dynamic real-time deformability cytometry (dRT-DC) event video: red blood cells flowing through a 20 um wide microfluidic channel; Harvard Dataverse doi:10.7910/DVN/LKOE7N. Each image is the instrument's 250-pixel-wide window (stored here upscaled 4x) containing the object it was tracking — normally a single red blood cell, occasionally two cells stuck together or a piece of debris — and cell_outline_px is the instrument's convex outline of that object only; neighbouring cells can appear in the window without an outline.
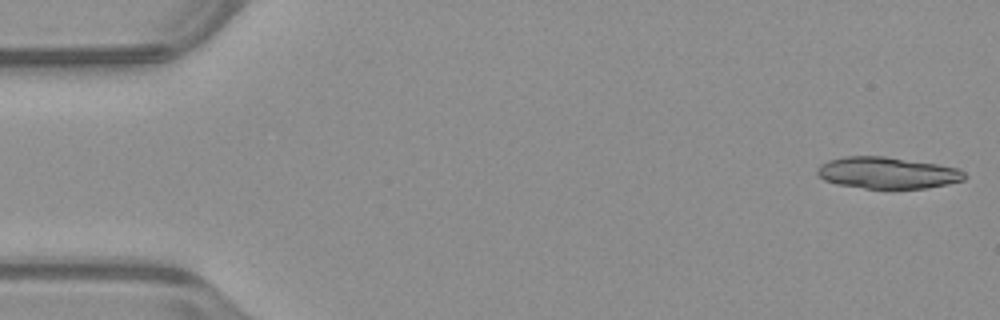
{"species": "common noctule bat (a hibernating species)", "species_latin": "Nyctalus noctula", "temperature_condition": "warm", "stored_images_in_passage": 32, "camera_frame_rate_fps": 3000, "um_per_image_px": 0.085, "animal": {"sex": "male", "body_mass_g": 23.1, "forearm_length_mm": 52.7}, "frame": {"image": 1, "passage_image": 1, "time_ms": 0.0, "image_size_px": [1000, 320], "cell_outline_px": [[968, 176], [964, 180], [948, 184], [924, 188], [864, 188], [836, 184], [824, 180], [816, 172], [816, 168], [820, 164], [828, 160], [844, 156], [884, 156], [936, 164], [960, 168]], "centroid_in_image_um": [75.42, 14.68], "position_along_channel_um": 9.6, "area_um2": 27.17}}
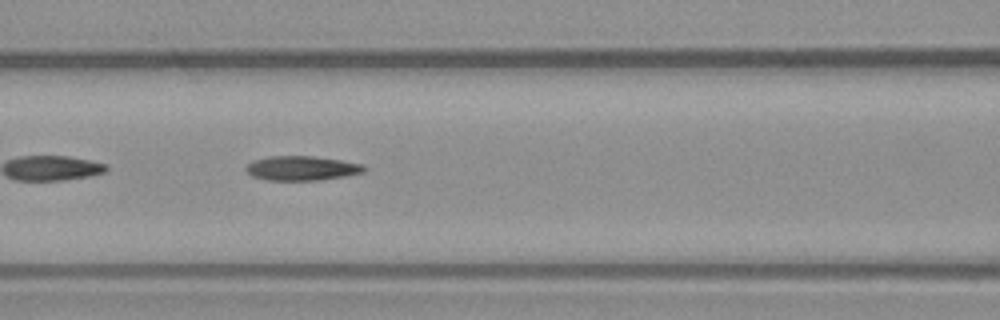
{"frame": {"image": 2, "passage_image": 22, "time_ms": 7.0, "image_size_px": [1000, 320], "cell_outline_px": [[368, 168], [364, 172], [348, 176], [320, 180], [264, 180], [252, 176], [244, 168], [248, 164], [256, 160], [268, 156], [312, 156], [340, 160], [364, 164]], "centroid_in_image_um": [25.7, 14.3], "position_along_channel_um": 140.9, "area_um2": 16.94}}
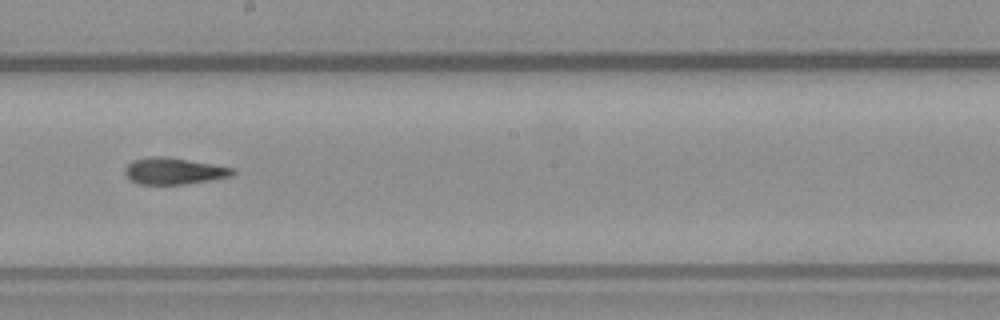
{"frame": {"image": 3, "passage_image": 29, "time_ms": 9.333, "image_size_px": [1000, 320], "cell_outline_px": [[236, 172], [232, 176], [212, 180], [188, 184], [140, 184], [132, 180], [124, 172], [124, 168], [132, 160], [148, 156], [164, 156], [212, 164], [232, 168]], "centroid_in_image_um": [14.77, 14.53], "position_along_channel_um": 233.4, "area_um2": 16.65}}